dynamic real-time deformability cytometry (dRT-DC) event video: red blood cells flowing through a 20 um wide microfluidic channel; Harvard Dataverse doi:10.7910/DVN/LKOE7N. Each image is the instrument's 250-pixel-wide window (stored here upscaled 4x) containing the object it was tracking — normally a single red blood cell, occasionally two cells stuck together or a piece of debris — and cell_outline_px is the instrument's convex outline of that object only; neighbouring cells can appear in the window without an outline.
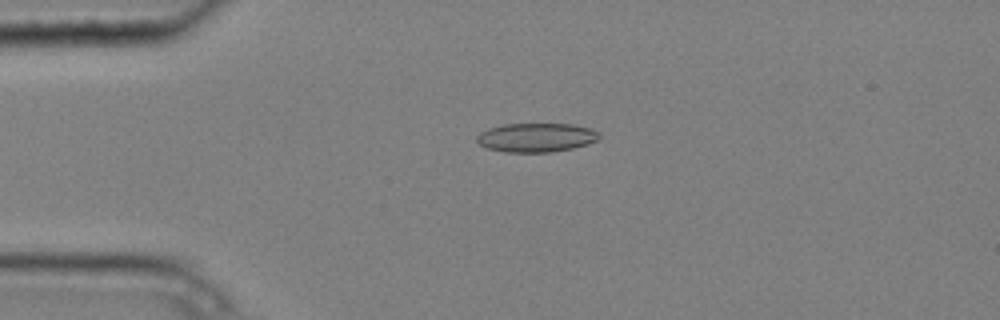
{"species": "common noctule bat (a hibernating species)", "species_latin": "Nyctalus noctula", "temperature_condition": "cold", "stored_images_in_passage": 5, "camera_frame_rate_fps": 3000, "um_per_image_px": 0.085, "animal": {"sex": "male", "body_mass_g": 20.4}, "frame": {"image": 1, "passage_image": 3, "time_ms": 0.667, "image_size_px": [1000, 320], "cell_outline_px": [[600, 136], [596, 140], [588, 144], [572, 148], [552, 152], [504, 152], [488, 148], [480, 144], [476, 140], [476, 136], [480, 132], [488, 128], [504, 124], [572, 124], [592, 128], [600, 132]], "centroid_in_image_um": [45.59, 11.68], "position_along_channel_um": 39.4, "area_um2": 20.75}}
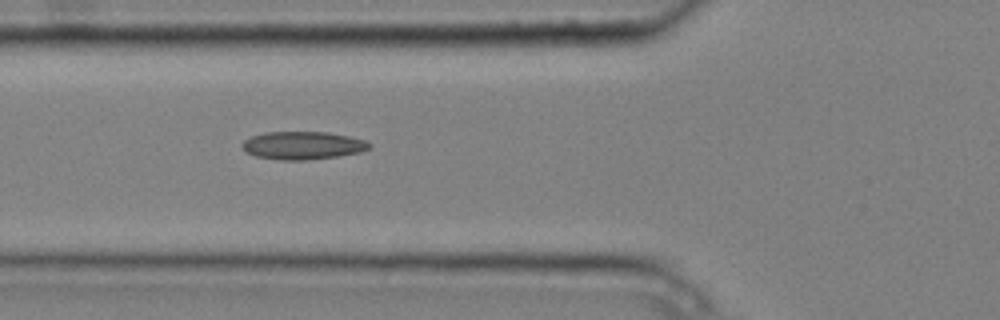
{"frame": {"image": 2, "passage_image": 5, "time_ms": 1.333, "image_size_px": [1000, 320], "cell_outline_px": [[372, 144], [368, 148], [360, 152], [340, 156], [304, 160], [280, 160], [256, 156], [248, 152], [240, 144], [244, 140], [252, 136], [264, 132], [328, 132], [348, 136], [364, 140]], "centroid_in_image_um": [25.73, 12.36], "position_along_channel_um": 100.1, "area_um2": 20.58}}